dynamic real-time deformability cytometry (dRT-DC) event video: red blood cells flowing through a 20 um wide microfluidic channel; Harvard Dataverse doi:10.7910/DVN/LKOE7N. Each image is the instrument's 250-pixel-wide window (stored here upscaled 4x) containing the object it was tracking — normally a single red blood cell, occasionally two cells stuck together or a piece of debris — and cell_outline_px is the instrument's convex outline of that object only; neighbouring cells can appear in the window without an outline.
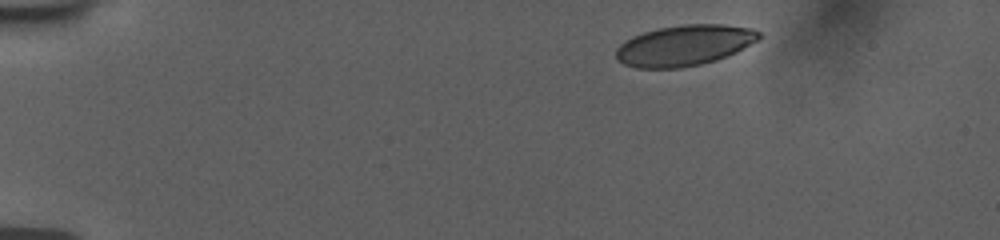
{"species": "human", "species_latin": "Homo sapiens", "temperature_condition": "room temperature", "stored_images_in_passage": 48, "camera_frame_rate_fps": 3000, "um_per_image_px": 0.085, "donor": {"sex": "female"}, "frame": {"image": 1, "passage_image": 1, "time_ms": 0.0, "image_size_px": [1000, 240], "cell_outline_px": [[760, 36], [756, 40], [736, 52], [728, 56], [716, 60], [700, 64], [680, 68], [636, 68], [624, 64], [616, 60], [616, 48], [624, 40], [632, 36], [656, 28], [684, 24], [724, 24], [752, 28], [760, 32]], "centroid_in_image_um": [58.13, 3.85], "position_along_channel_um": 26.9, "area_um2": 34.04}}
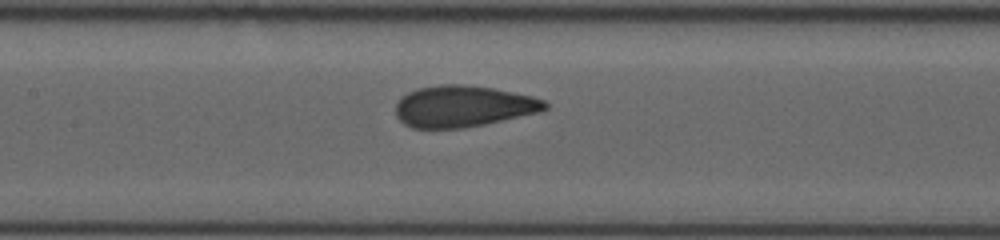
{"frame": {"image": 2, "passage_image": 20, "time_ms": 6.333, "image_size_px": [1000, 240], "cell_outline_px": [[548, 108], [540, 112], [484, 124], [464, 128], [412, 128], [404, 124], [396, 116], [396, 104], [408, 92], [416, 88], [440, 84], [464, 84], [492, 88], [532, 96], [544, 100], [548, 104]], "centroid_in_image_um": [39.37, 9.03], "position_along_channel_um": 168.0, "area_um2": 36.01}}
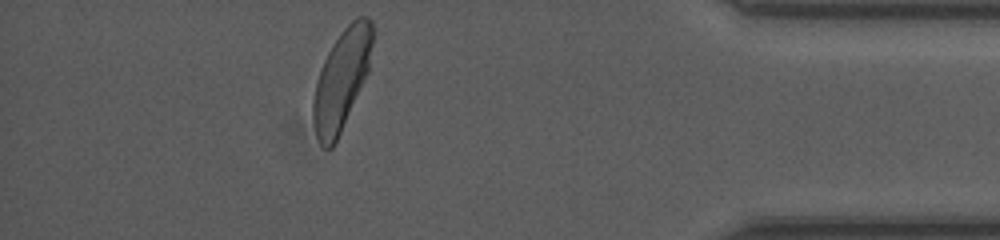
{"frame": {"image": 3, "passage_image": 42, "time_ms": 13.667, "image_size_px": [1000, 240], "cell_outline_px": [[372, 44], [368, 72], [336, 144], [332, 148], [324, 148], [320, 144], [316, 136], [312, 116], [312, 100], [320, 68], [332, 44], [340, 32], [356, 16], [368, 16], [372, 20]], "centroid_in_image_um": [29.02, 6.79], "position_along_channel_um": 406.2, "area_um2": 34.74}, "authors_computed_cell_mechanics": {"area_um2": 35.6337, "velocity_mm_per_s": 3.7414, "shape_relaxation_time_tau1_ms": 4.6536, "shape_relaxation_time_tau2_ms": null, "deformation_change_tau1": 0.1721, "deformation_change_tau2": null}}